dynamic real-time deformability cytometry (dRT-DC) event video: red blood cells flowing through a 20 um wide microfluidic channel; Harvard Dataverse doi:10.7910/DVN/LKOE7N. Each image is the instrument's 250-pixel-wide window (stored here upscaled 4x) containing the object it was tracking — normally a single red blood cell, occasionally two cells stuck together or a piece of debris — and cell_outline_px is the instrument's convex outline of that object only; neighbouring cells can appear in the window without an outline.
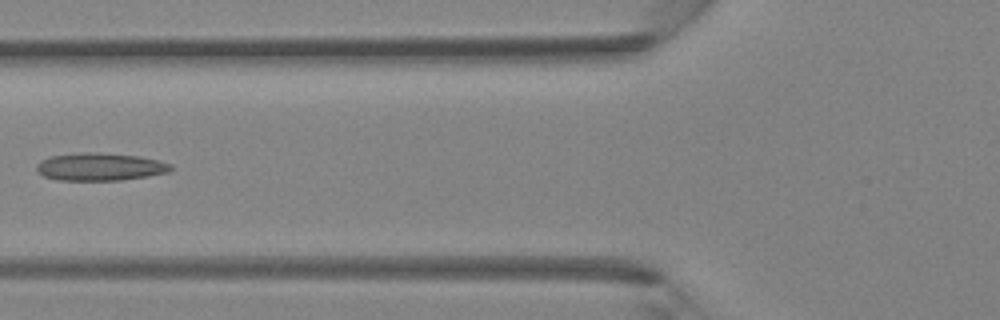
{"species": "Egyptian fruit bat (a non-hibernating species)", "species_latin": "Rousettus aegyptiacus", "temperature_condition": "room temperature", "stored_images_in_passage": 5, "camera_frame_rate_fps": 3000, "um_per_image_px": 0.085, "animal": {"sex": "female"}, "frame": {"image": 1, "passage_image": 5, "time_ms": 5.333, "image_size_px": [1000, 320], "cell_outline_px": [[172, 168], [168, 172], [148, 176], [120, 180], [56, 180], [44, 176], [36, 168], [36, 164], [40, 160], [52, 156], [88, 152], [96, 152], [140, 156], [172, 164]], "centroid_in_image_um": [8.5, 14.18], "position_along_channel_um": 117.3, "area_um2": 21.5}}